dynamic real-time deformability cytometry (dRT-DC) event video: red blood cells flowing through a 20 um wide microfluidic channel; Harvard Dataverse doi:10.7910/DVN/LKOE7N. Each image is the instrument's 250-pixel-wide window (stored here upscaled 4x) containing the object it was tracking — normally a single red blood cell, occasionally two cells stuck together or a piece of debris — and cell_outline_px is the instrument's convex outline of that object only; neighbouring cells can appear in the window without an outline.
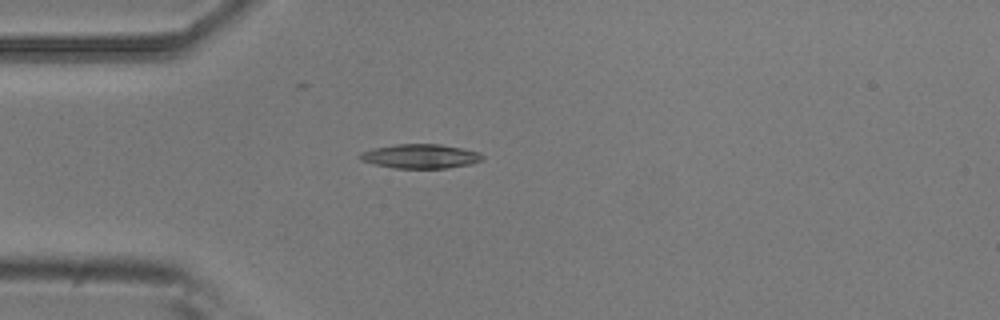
{"species": "common noctule bat (a hibernating species)", "species_latin": "Nyctalus noctula", "temperature_condition": "room temperature", "stored_images_in_passage": 4, "camera_frame_rate_fps": 3000, "um_per_image_px": 0.085, "animal": {"sex": "male", "body_mass_g": 20.5, "forearm_length_mm": 52.5}, "frame": {"image": 1, "passage_image": 3, "time_ms": 3.333, "image_size_px": [1000, 320], "cell_outline_px": [[484, 156], [480, 160], [468, 164], [448, 168], [396, 168], [376, 164], [360, 160], [356, 156], [360, 152], [372, 148], [396, 144], [440, 144], [464, 148], [480, 152]], "centroid_in_image_um": [35.7, 13.27], "position_along_channel_um": 49.3, "area_um2": 17.34}}